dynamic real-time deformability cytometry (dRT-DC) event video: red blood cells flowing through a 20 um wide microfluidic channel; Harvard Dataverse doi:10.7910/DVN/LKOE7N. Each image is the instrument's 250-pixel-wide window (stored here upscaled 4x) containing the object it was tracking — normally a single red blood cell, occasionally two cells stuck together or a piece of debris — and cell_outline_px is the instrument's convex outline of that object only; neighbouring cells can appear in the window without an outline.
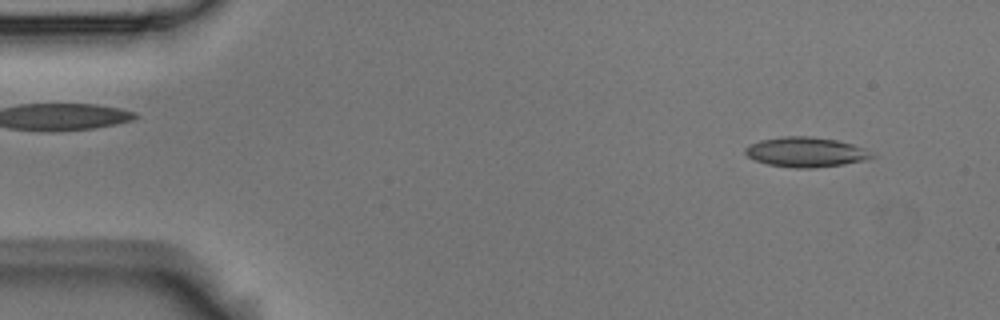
{"species": "Egyptian fruit bat (a non-hibernating species)", "species_latin": "Rousettus aegyptiacus", "temperature_condition": "room temperature", "stored_images_in_passage": 4, "camera_frame_rate_fps": 3000, "um_per_image_px": 0.085, "animal": {"sex": "male"}, "frame": {"image": 1, "passage_image": 1, "time_ms": 0.0, "image_size_px": [1000, 320], "cell_outline_px": [[876, 156], [864, 160], [844, 164], [812, 168], [796, 168], [768, 164], [756, 160], [748, 156], [744, 152], [744, 148], [748, 144], [760, 140], [784, 136], [812, 136], [836, 140], [852, 144], [864, 148]], "centroid_in_image_um": [68.47, 12.92], "position_along_channel_um": 16.5, "area_um2": 21.96}}